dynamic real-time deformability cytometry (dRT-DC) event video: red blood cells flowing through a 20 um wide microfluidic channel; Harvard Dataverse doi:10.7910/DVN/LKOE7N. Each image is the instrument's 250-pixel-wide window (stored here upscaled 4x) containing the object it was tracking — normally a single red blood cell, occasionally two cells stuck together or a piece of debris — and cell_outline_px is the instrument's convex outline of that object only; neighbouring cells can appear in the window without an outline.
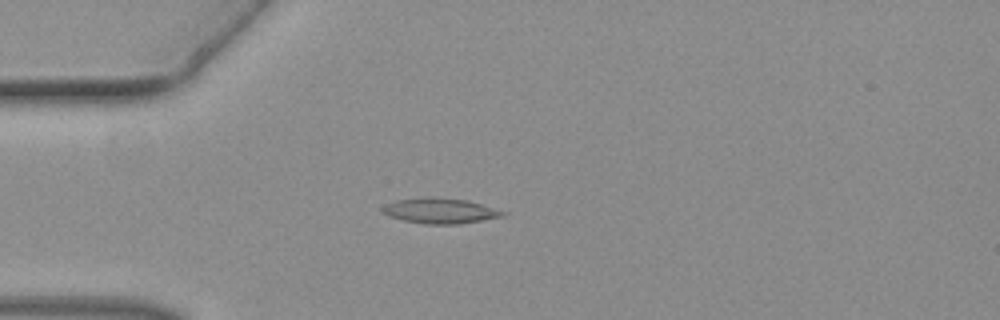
{"species": "common noctule bat (a hibernating species)", "species_latin": "Nyctalus noctula", "temperature_condition": "warm", "stored_images_in_passage": 38, "camera_frame_rate_fps": 3000, "um_per_image_px": 0.085, "animal": {"sex": "female", "body_mass_g": 19.3, "forearm_length_mm": 54.1}, "frame": {"image": 1, "passage_image": 2, "time_ms": 0.333, "image_size_px": [1000, 320], "cell_outline_px": [[508, 212], [504, 216], [460, 224], [424, 224], [404, 220], [388, 216], [380, 208], [384, 204], [396, 200], [428, 196], [432, 196], [468, 200]], "centroid_in_image_um": [37.4, 17.9], "position_along_channel_um": 47.6, "area_um2": 17.98}}
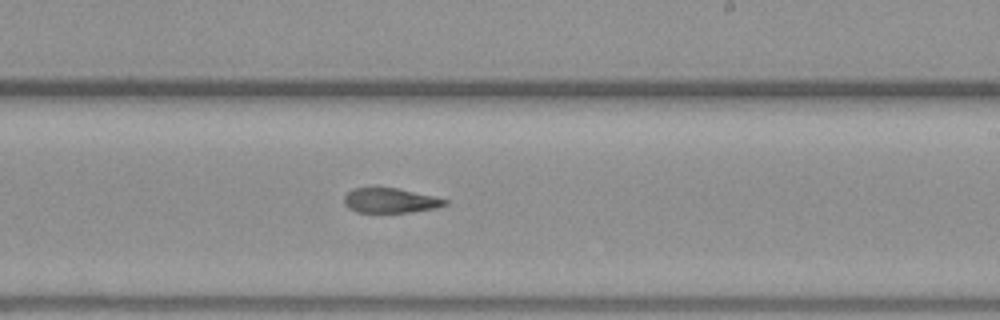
{"frame": {"image": 2, "passage_image": 18, "time_ms": 5.667, "image_size_px": [1000, 320], "cell_outline_px": [[448, 204], [436, 208], [412, 212], [356, 212], [348, 208], [344, 204], [344, 196], [348, 192], [356, 188], [396, 188], [432, 196], [448, 200]], "centroid_in_image_um": [33.16, 17.06], "position_along_channel_um": 255.8, "area_um2": 14.39}}
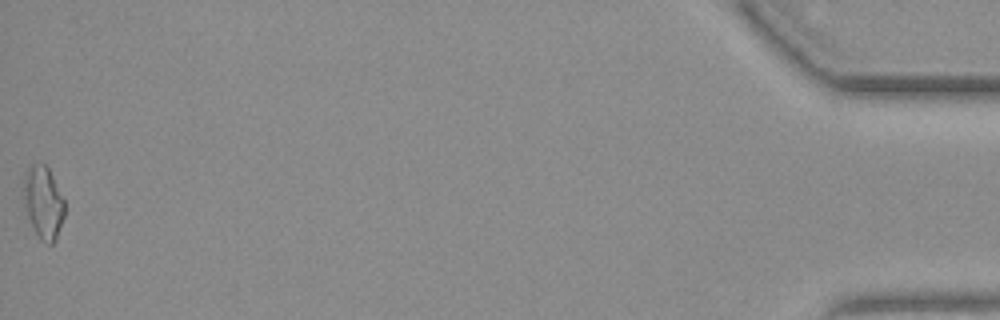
{"frame": {"image": 3, "passage_image": 38, "time_ms": 12.333, "image_size_px": [1000, 320], "cell_outline_px": [[64, 216], [56, 240], [52, 244], [48, 244], [40, 240], [28, 216], [24, 196], [24, 176], [28, 168], [32, 164], [40, 160], [48, 168], [64, 200]], "centroid_in_image_um": [3.7, 17.19], "position_along_channel_um": 431.5, "area_um2": 17.05}}